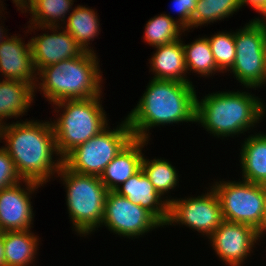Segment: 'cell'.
<instances>
[{
    "label": "cell",
    "instance_id": "6da1fadb",
    "mask_svg": "<svg viewBox=\"0 0 266 266\" xmlns=\"http://www.w3.org/2000/svg\"><path fill=\"white\" fill-rule=\"evenodd\" d=\"M3 142L2 147L14 161L22 180L44 186L50 179H56L62 158L56 149L51 119L7 122L0 126V143Z\"/></svg>",
    "mask_w": 266,
    "mask_h": 266
},
{
    "label": "cell",
    "instance_id": "7a4b0ae2",
    "mask_svg": "<svg viewBox=\"0 0 266 266\" xmlns=\"http://www.w3.org/2000/svg\"><path fill=\"white\" fill-rule=\"evenodd\" d=\"M196 91L193 83L151 78L137 105L125 116L134 138L150 141L152 128L195 124Z\"/></svg>",
    "mask_w": 266,
    "mask_h": 266
},
{
    "label": "cell",
    "instance_id": "3957f363",
    "mask_svg": "<svg viewBox=\"0 0 266 266\" xmlns=\"http://www.w3.org/2000/svg\"><path fill=\"white\" fill-rule=\"evenodd\" d=\"M249 89L209 92L202 99L197 94L195 123L221 139L254 132L266 116V103Z\"/></svg>",
    "mask_w": 266,
    "mask_h": 266
},
{
    "label": "cell",
    "instance_id": "277c9868",
    "mask_svg": "<svg viewBox=\"0 0 266 266\" xmlns=\"http://www.w3.org/2000/svg\"><path fill=\"white\" fill-rule=\"evenodd\" d=\"M98 53L82 55L42 68L37 73L34 93L53 105L65 100H81L102 96L103 72Z\"/></svg>",
    "mask_w": 266,
    "mask_h": 266
},
{
    "label": "cell",
    "instance_id": "5b68a950",
    "mask_svg": "<svg viewBox=\"0 0 266 266\" xmlns=\"http://www.w3.org/2000/svg\"><path fill=\"white\" fill-rule=\"evenodd\" d=\"M101 96L56 102L52 106L56 118L51 122L56 149L62 159L74 148L99 134L108 123ZM59 114V115H58Z\"/></svg>",
    "mask_w": 266,
    "mask_h": 266
},
{
    "label": "cell",
    "instance_id": "8992f818",
    "mask_svg": "<svg viewBox=\"0 0 266 266\" xmlns=\"http://www.w3.org/2000/svg\"><path fill=\"white\" fill-rule=\"evenodd\" d=\"M65 186L66 206L72 229L80 237L93 234L104 217L107 189L99 176L68 169L63 163L55 176Z\"/></svg>",
    "mask_w": 266,
    "mask_h": 266
},
{
    "label": "cell",
    "instance_id": "52a82bcc",
    "mask_svg": "<svg viewBox=\"0 0 266 266\" xmlns=\"http://www.w3.org/2000/svg\"><path fill=\"white\" fill-rule=\"evenodd\" d=\"M107 126L99 134L70 151L62 163L70 170L99 176L106 166L134 138L126 118L117 127Z\"/></svg>",
    "mask_w": 266,
    "mask_h": 266
},
{
    "label": "cell",
    "instance_id": "ba28073f",
    "mask_svg": "<svg viewBox=\"0 0 266 266\" xmlns=\"http://www.w3.org/2000/svg\"><path fill=\"white\" fill-rule=\"evenodd\" d=\"M221 204L223 219L244 223L266 233L265 197L262 184L244 180H215L210 184Z\"/></svg>",
    "mask_w": 266,
    "mask_h": 266
},
{
    "label": "cell",
    "instance_id": "9c48e42d",
    "mask_svg": "<svg viewBox=\"0 0 266 266\" xmlns=\"http://www.w3.org/2000/svg\"><path fill=\"white\" fill-rule=\"evenodd\" d=\"M265 38L266 27L256 18L234 31L236 58L229 71L244 89L266 86Z\"/></svg>",
    "mask_w": 266,
    "mask_h": 266
},
{
    "label": "cell",
    "instance_id": "30bf717a",
    "mask_svg": "<svg viewBox=\"0 0 266 266\" xmlns=\"http://www.w3.org/2000/svg\"><path fill=\"white\" fill-rule=\"evenodd\" d=\"M205 188L207 189L205 193L196 197L192 195L184 199L173 197L169 202V215L164 226L182 225L201 233L200 235L207 239L224 219L216 192L210 185Z\"/></svg>",
    "mask_w": 266,
    "mask_h": 266
},
{
    "label": "cell",
    "instance_id": "8fae6325",
    "mask_svg": "<svg viewBox=\"0 0 266 266\" xmlns=\"http://www.w3.org/2000/svg\"><path fill=\"white\" fill-rule=\"evenodd\" d=\"M119 237L131 240L164 227L149 211L134 204L115 191H109L106 196L104 217L101 227H104Z\"/></svg>",
    "mask_w": 266,
    "mask_h": 266
},
{
    "label": "cell",
    "instance_id": "7c38bea8",
    "mask_svg": "<svg viewBox=\"0 0 266 266\" xmlns=\"http://www.w3.org/2000/svg\"><path fill=\"white\" fill-rule=\"evenodd\" d=\"M265 235L250 225L224 220L208 237V241L224 265L243 266Z\"/></svg>",
    "mask_w": 266,
    "mask_h": 266
},
{
    "label": "cell",
    "instance_id": "4fadbf2b",
    "mask_svg": "<svg viewBox=\"0 0 266 266\" xmlns=\"http://www.w3.org/2000/svg\"><path fill=\"white\" fill-rule=\"evenodd\" d=\"M27 26L25 28L28 29L24 31L26 34L32 31L35 33L38 30H45V33L33 36L29 40L33 63L37 73L42 68L63 60L78 57L85 52L63 27Z\"/></svg>",
    "mask_w": 266,
    "mask_h": 266
},
{
    "label": "cell",
    "instance_id": "5bb4252c",
    "mask_svg": "<svg viewBox=\"0 0 266 266\" xmlns=\"http://www.w3.org/2000/svg\"><path fill=\"white\" fill-rule=\"evenodd\" d=\"M41 186L43 185L23 180L18 184L0 190L1 232L23 231L33 228L35 213L31 198L32 194L37 193V189Z\"/></svg>",
    "mask_w": 266,
    "mask_h": 266
},
{
    "label": "cell",
    "instance_id": "9a60e30c",
    "mask_svg": "<svg viewBox=\"0 0 266 266\" xmlns=\"http://www.w3.org/2000/svg\"><path fill=\"white\" fill-rule=\"evenodd\" d=\"M20 35L13 34L0 44V78L23 81L35 87L37 72L30 41L25 43Z\"/></svg>",
    "mask_w": 266,
    "mask_h": 266
},
{
    "label": "cell",
    "instance_id": "2e32d148",
    "mask_svg": "<svg viewBox=\"0 0 266 266\" xmlns=\"http://www.w3.org/2000/svg\"><path fill=\"white\" fill-rule=\"evenodd\" d=\"M115 192L145 208L163 226L166 224L169 215V202L155 190L142 169L125 181Z\"/></svg>",
    "mask_w": 266,
    "mask_h": 266
},
{
    "label": "cell",
    "instance_id": "e0dca14e",
    "mask_svg": "<svg viewBox=\"0 0 266 266\" xmlns=\"http://www.w3.org/2000/svg\"><path fill=\"white\" fill-rule=\"evenodd\" d=\"M149 141L133 138L106 166L100 180L107 191H115L142 169L143 149ZM143 150V151H142Z\"/></svg>",
    "mask_w": 266,
    "mask_h": 266
},
{
    "label": "cell",
    "instance_id": "ac0fdd59",
    "mask_svg": "<svg viewBox=\"0 0 266 266\" xmlns=\"http://www.w3.org/2000/svg\"><path fill=\"white\" fill-rule=\"evenodd\" d=\"M182 39L154 47L155 52L149 59L151 78L159 80L193 83L187 76Z\"/></svg>",
    "mask_w": 266,
    "mask_h": 266
},
{
    "label": "cell",
    "instance_id": "d6986e66",
    "mask_svg": "<svg viewBox=\"0 0 266 266\" xmlns=\"http://www.w3.org/2000/svg\"><path fill=\"white\" fill-rule=\"evenodd\" d=\"M240 143L241 180L255 184L266 183V133L253 132Z\"/></svg>",
    "mask_w": 266,
    "mask_h": 266
},
{
    "label": "cell",
    "instance_id": "ffe728a7",
    "mask_svg": "<svg viewBox=\"0 0 266 266\" xmlns=\"http://www.w3.org/2000/svg\"><path fill=\"white\" fill-rule=\"evenodd\" d=\"M35 95L31 84L0 79V126L6 124L9 118H14L15 121L26 115L36 98Z\"/></svg>",
    "mask_w": 266,
    "mask_h": 266
},
{
    "label": "cell",
    "instance_id": "44dd1931",
    "mask_svg": "<svg viewBox=\"0 0 266 266\" xmlns=\"http://www.w3.org/2000/svg\"><path fill=\"white\" fill-rule=\"evenodd\" d=\"M40 240L31 229L4 231L5 266H35Z\"/></svg>",
    "mask_w": 266,
    "mask_h": 266
},
{
    "label": "cell",
    "instance_id": "7402d4cb",
    "mask_svg": "<svg viewBox=\"0 0 266 266\" xmlns=\"http://www.w3.org/2000/svg\"><path fill=\"white\" fill-rule=\"evenodd\" d=\"M86 6H75L62 27L84 51L96 53V50L93 49L94 47L91 48V45L92 41L101 33L100 17L97 16L96 9Z\"/></svg>",
    "mask_w": 266,
    "mask_h": 266
},
{
    "label": "cell",
    "instance_id": "603a6c76",
    "mask_svg": "<svg viewBox=\"0 0 266 266\" xmlns=\"http://www.w3.org/2000/svg\"><path fill=\"white\" fill-rule=\"evenodd\" d=\"M74 2L75 0H36L25 12L30 13L27 23L31 26L62 27L67 21V15L74 9Z\"/></svg>",
    "mask_w": 266,
    "mask_h": 266
},
{
    "label": "cell",
    "instance_id": "cb8c5ba5",
    "mask_svg": "<svg viewBox=\"0 0 266 266\" xmlns=\"http://www.w3.org/2000/svg\"><path fill=\"white\" fill-rule=\"evenodd\" d=\"M142 170L153 184L155 190L165 199L167 202L173 200L172 196L168 194L173 191L176 186L179 187V171L171 164L167 159L153 158L148 159L146 155H143ZM167 195V196H166ZM169 196V197H168Z\"/></svg>",
    "mask_w": 266,
    "mask_h": 266
},
{
    "label": "cell",
    "instance_id": "d4e9b609",
    "mask_svg": "<svg viewBox=\"0 0 266 266\" xmlns=\"http://www.w3.org/2000/svg\"><path fill=\"white\" fill-rule=\"evenodd\" d=\"M182 41L185 54V64L189 73L198 74V77H211L222 73L216 65L208 39L204 36L196 38L191 43Z\"/></svg>",
    "mask_w": 266,
    "mask_h": 266
},
{
    "label": "cell",
    "instance_id": "484cf974",
    "mask_svg": "<svg viewBox=\"0 0 266 266\" xmlns=\"http://www.w3.org/2000/svg\"><path fill=\"white\" fill-rule=\"evenodd\" d=\"M144 27V42L153 48L175 42L181 39L183 34L190 32L179 25L176 18L166 13L150 18Z\"/></svg>",
    "mask_w": 266,
    "mask_h": 266
},
{
    "label": "cell",
    "instance_id": "4316f807",
    "mask_svg": "<svg viewBox=\"0 0 266 266\" xmlns=\"http://www.w3.org/2000/svg\"><path fill=\"white\" fill-rule=\"evenodd\" d=\"M241 10L240 0H197L192 15V28L208 26L218 21L232 17Z\"/></svg>",
    "mask_w": 266,
    "mask_h": 266
},
{
    "label": "cell",
    "instance_id": "83f0119b",
    "mask_svg": "<svg viewBox=\"0 0 266 266\" xmlns=\"http://www.w3.org/2000/svg\"><path fill=\"white\" fill-rule=\"evenodd\" d=\"M219 31L214 35L205 36L210 44L217 68L223 73H229L236 58L234 31Z\"/></svg>",
    "mask_w": 266,
    "mask_h": 266
},
{
    "label": "cell",
    "instance_id": "f1b7e54d",
    "mask_svg": "<svg viewBox=\"0 0 266 266\" xmlns=\"http://www.w3.org/2000/svg\"><path fill=\"white\" fill-rule=\"evenodd\" d=\"M23 181L19 176L14 161L0 146V190L11 187Z\"/></svg>",
    "mask_w": 266,
    "mask_h": 266
},
{
    "label": "cell",
    "instance_id": "f546056e",
    "mask_svg": "<svg viewBox=\"0 0 266 266\" xmlns=\"http://www.w3.org/2000/svg\"><path fill=\"white\" fill-rule=\"evenodd\" d=\"M173 11L178 15L176 21L185 30L192 29V15L196 8L197 0H172Z\"/></svg>",
    "mask_w": 266,
    "mask_h": 266
},
{
    "label": "cell",
    "instance_id": "4dcf8cb0",
    "mask_svg": "<svg viewBox=\"0 0 266 266\" xmlns=\"http://www.w3.org/2000/svg\"><path fill=\"white\" fill-rule=\"evenodd\" d=\"M247 5L254 8L253 10L260 15L266 8V0H240L241 8Z\"/></svg>",
    "mask_w": 266,
    "mask_h": 266
},
{
    "label": "cell",
    "instance_id": "1f68e13d",
    "mask_svg": "<svg viewBox=\"0 0 266 266\" xmlns=\"http://www.w3.org/2000/svg\"><path fill=\"white\" fill-rule=\"evenodd\" d=\"M12 3L15 4L17 10H20L21 13H25L27 11V0H12Z\"/></svg>",
    "mask_w": 266,
    "mask_h": 266
},
{
    "label": "cell",
    "instance_id": "d6a6232c",
    "mask_svg": "<svg viewBox=\"0 0 266 266\" xmlns=\"http://www.w3.org/2000/svg\"><path fill=\"white\" fill-rule=\"evenodd\" d=\"M5 249L3 245V232L0 233V266H5Z\"/></svg>",
    "mask_w": 266,
    "mask_h": 266
},
{
    "label": "cell",
    "instance_id": "836d02e7",
    "mask_svg": "<svg viewBox=\"0 0 266 266\" xmlns=\"http://www.w3.org/2000/svg\"><path fill=\"white\" fill-rule=\"evenodd\" d=\"M7 33H8V30L5 29V27H4L3 23H2V20H1V24H0V44L11 36V35H8Z\"/></svg>",
    "mask_w": 266,
    "mask_h": 266
},
{
    "label": "cell",
    "instance_id": "e575fe53",
    "mask_svg": "<svg viewBox=\"0 0 266 266\" xmlns=\"http://www.w3.org/2000/svg\"><path fill=\"white\" fill-rule=\"evenodd\" d=\"M256 19L266 27V8L265 10L260 14V17H256Z\"/></svg>",
    "mask_w": 266,
    "mask_h": 266
},
{
    "label": "cell",
    "instance_id": "d590c367",
    "mask_svg": "<svg viewBox=\"0 0 266 266\" xmlns=\"http://www.w3.org/2000/svg\"><path fill=\"white\" fill-rule=\"evenodd\" d=\"M5 9H6V7L4 6L3 1L0 0V20L2 17L6 18L5 16H2V15H5V11H4ZM2 12H4V14Z\"/></svg>",
    "mask_w": 266,
    "mask_h": 266
},
{
    "label": "cell",
    "instance_id": "8d00e7d4",
    "mask_svg": "<svg viewBox=\"0 0 266 266\" xmlns=\"http://www.w3.org/2000/svg\"><path fill=\"white\" fill-rule=\"evenodd\" d=\"M262 190L265 197V213H266V183L262 184Z\"/></svg>",
    "mask_w": 266,
    "mask_h": 266
},
{
    "label": "cell",
    "instance_id": "74e56055",
    "mask_svg": "<svg viewBox=\"0 0 266 266\" xmlns=\"http://www.w3.org/2000/svg\"><path fill=\"white\" fill-rule=\"evenodd\" d=\"M264 59H265V67H266V38L264 42Z\"/></svg>",
    "mask_w": 266,
    "mask_h": 266
},
{
    "label": "cell",
    "instance_id": "f35d334b",
    "mask_svg": "<svg viewBox=\"0 0 266 266\" xmlns=\"http://www.w3.org/2000/svg\"><path fill=\"white\" fill-rule=\"evenodd\" d=\"M35 1L36 0H27V10L29 9L30 5Z\"/></svg>",
    "mask_w": 266,
    "mask_h": 266
}]
</instances>
